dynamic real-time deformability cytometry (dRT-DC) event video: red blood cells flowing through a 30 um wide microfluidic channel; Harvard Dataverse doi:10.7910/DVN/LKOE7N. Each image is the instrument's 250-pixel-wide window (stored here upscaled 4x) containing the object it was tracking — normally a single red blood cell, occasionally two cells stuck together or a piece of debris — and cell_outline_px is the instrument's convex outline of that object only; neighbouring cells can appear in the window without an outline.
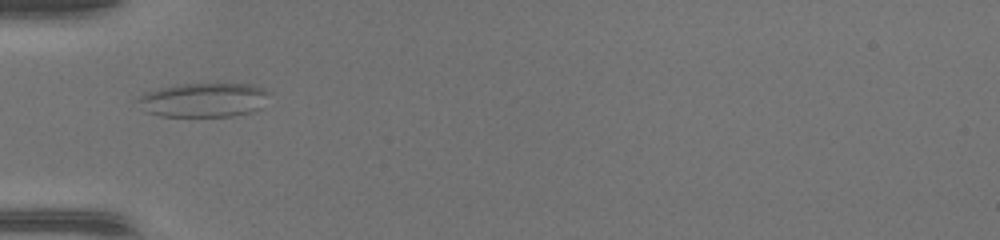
{"species": "common noctule bat (a hibernating species)", "species_latin": "Nyctalus noctula", "temperature_condition": "warm", "stored_images_in_passage": 6, "camera_frame_rate_fps": 3000, "um_per_image_px": 0.085, "animal": {"sex": "female", "body_mass_g": 17.0, "forearm_length_mm": 48.0}, "frame": {"image": 1, "passage_image": 1, "time_ms": 0.0, "image_size_px": [1000, 240], "cell_outline_px": [[272, 92], [260, 108], [252, 112], [232, 116], [160, 116], [144, 112], [136, 100], [140, 96], [148, 92], [160, 88], [176, 84], [216, 80], [252, 84], [264, 88]], "centroid_in_image_um": [17.37, 8.44], "position_along_channel_um": 67.6, "area_um2": 27.46}}